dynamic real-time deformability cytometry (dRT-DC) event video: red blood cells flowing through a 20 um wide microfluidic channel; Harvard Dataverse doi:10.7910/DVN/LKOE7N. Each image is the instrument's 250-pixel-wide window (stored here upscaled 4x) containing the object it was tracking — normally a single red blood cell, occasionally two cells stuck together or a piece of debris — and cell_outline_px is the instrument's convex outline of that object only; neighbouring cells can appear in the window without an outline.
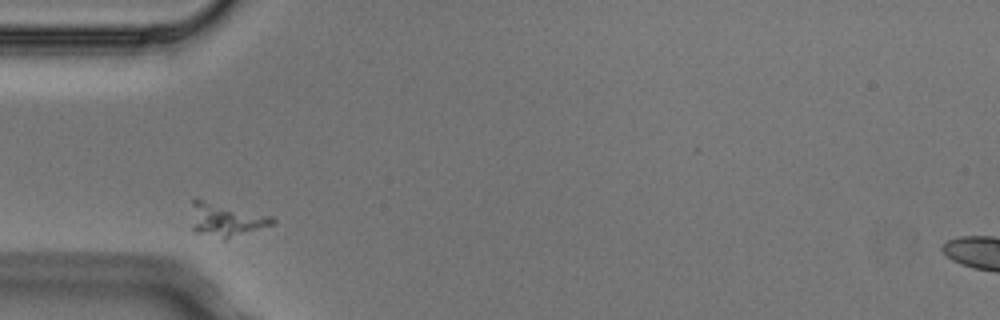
{"species": "Egyptian fruit bat (a non-hibernating species)", "species_latin": "Rousettus aegyptiacus", "temperature_condition": "cold", "stored_images_in_passage": 2, "camera_frame_rate_fps": 3000, "um_per_image_px": 0.085, "animal": {"sex": "male"}, "frame": {"image": 1, "passage_image": 1, "time_ms": 0.0, "image_size_px": [1000, 320], "cell_outline_px": [[276, 220], [272, 224], [224, 240], [196, 232], [192, 228], [192, 200], [196, 196], [272, 216]], "centroid_in_image_um": [19.15, 18.63], "position_along_channel_um": 65.8, "area_um2": 16.13}}
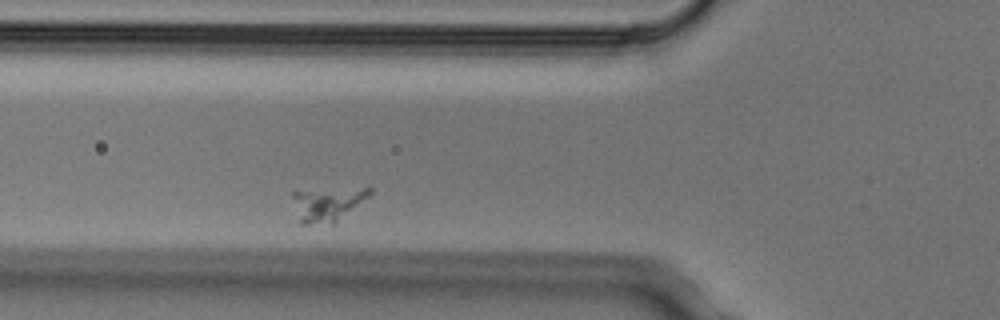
{"frame": {"image": 2, "passage_image": 2, "time_ms": 0.333, "image_size_px": [1000, 320], "cell_outline_px": [[372, 192], [368, 196], [332, 224], [300, 224], [292, 196], [292, 192], [364, 188], [372, 188]], "centroid_in_image_um": [27.79, 17.37], "position_along_channel_um": 98.0, "area_um2": 14.45}}